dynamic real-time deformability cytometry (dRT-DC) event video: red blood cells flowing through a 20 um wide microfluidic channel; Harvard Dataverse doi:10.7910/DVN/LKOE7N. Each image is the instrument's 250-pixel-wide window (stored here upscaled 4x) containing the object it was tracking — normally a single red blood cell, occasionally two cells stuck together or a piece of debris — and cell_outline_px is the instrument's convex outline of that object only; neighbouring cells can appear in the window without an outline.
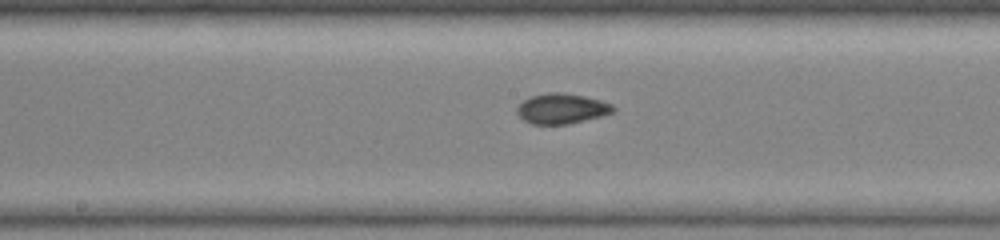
{"species": "common noctule bat (a hibernating species)", "species_latin": "Nyctalus noctula", "temperature_condition": "warm", "stored_images_in_passage": 17, "camera_frame_rate_fps": 3000, "um_per_image_px": 0.085, "animal": {"sex": "female", "body_mass_g": 19.0, "forearm_length_mm": 51.5}, "frame": {"image": 1, "passage_image": 15, "time_ms": 4.667, "image_size_px": [1000, 240], "cell_outline_px": [[616, 108], [612, 112], [600, 116], [568, 124], [532, 124], [524, 120], [516, 112], [516, 108], [524, 100], [532, 96], [548, 92], [564, 92], [584, 96], [600, 100], [612, 104]], "centroid_in_image_um": [47.74, 9.22], "position_along_channel_um": 200.5, "area_um2": 16.82}}